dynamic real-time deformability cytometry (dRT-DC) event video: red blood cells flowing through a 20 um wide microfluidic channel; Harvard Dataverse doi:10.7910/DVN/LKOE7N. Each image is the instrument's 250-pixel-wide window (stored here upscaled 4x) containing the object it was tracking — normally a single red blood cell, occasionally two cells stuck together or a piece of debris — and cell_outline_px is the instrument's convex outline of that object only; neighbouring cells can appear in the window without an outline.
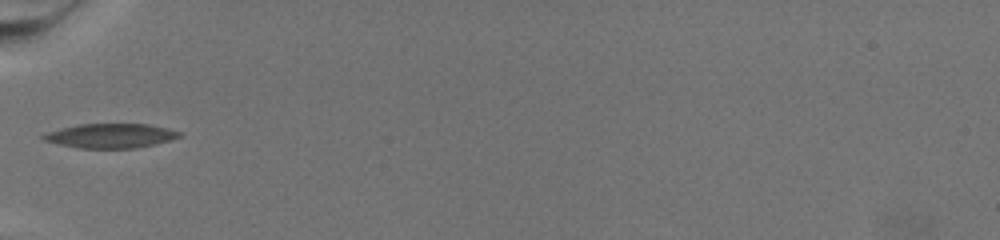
{"species": "common noctule bat (a hibernating species)", "species_latin": "Nyctalus noctula", "temperature_condition": "warm", "stored_images_in_passage": 46, "camera_frame_rate_fps": 3000, "um_per_image_px": 0.085, "animal": {"sex": "female", "body_mass_g": 19.5, "forearm_length_mm": 54.1}, "frame": {"image": 1, "passage_image": 1, "time_ms": 0.0, "image_size_px": [1000, 240], "cell_outline_px": [[184, 136], [172, 140], [156, 144], [136, 148], [80, 148], [60, 144], [44, 140], [40, 136], [48, 132], [60, 128], [80, 124], [148, 124], [168, 128], [180, 132]], "centroid_in_image_um": [9.46, 11.54], "position_along_channel_um": 75.5, "area_um2": 19.36}}
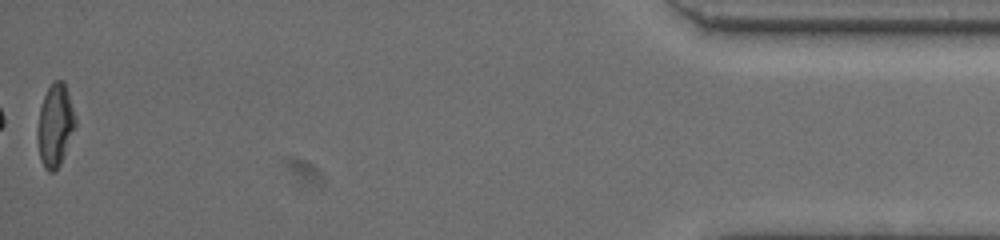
{"frame": {"image": 2, "passage_image": 46, "time_ms": 15.0, "image_size_px": [1000, 240], "cell_outline_px": [[76, 124], [60, 164], [52, 172], [48, 172], [44, 168], [40, 160], [36, 136], [36, 128], [40, 108], [44, 96], [52, 80], [64, 80], [76, 120]], "centroid_in_image_um": [4.65, 10.64], "position_along_channel_um": 430.5, "area_um2": 18.21}}